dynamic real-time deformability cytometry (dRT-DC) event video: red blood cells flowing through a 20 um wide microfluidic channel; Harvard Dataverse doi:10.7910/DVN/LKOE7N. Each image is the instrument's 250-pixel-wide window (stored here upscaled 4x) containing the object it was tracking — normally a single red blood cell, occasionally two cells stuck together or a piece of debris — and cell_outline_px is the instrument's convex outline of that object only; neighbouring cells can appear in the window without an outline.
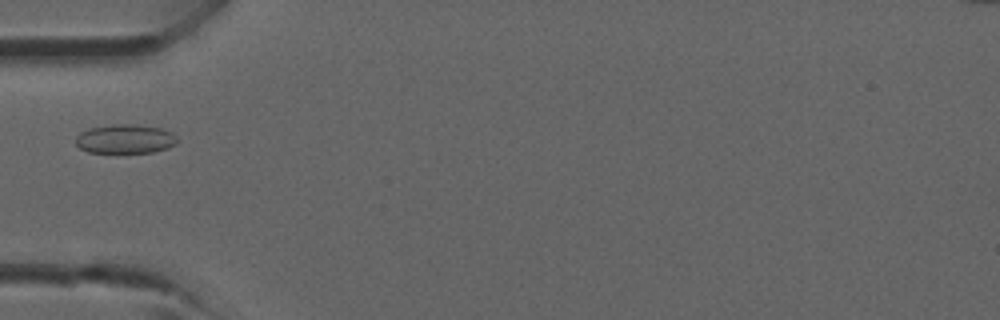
{"species": "common noctule bat (a hibernating species)", "species_latin": "Nyctalus noctula", "temperature_condition": "room temperature", "stored_images_in_passage": 2, "camera_frame_rate_fps": 3000, "um_per_image_px": 0.085, "animal": {"sex": "male", "forearm_length_mm": 52.5}, "frame": {"image": 1, "passage_image": 2, "time_ms": 1.0, "image_size_px": [1000, 320], "cell_outline_px": [[176, 144], [168, 148], [152, 152], [88, 152], [80, 148], [76, 144], [76, 136], [80, 132], [88, 128], [116, 124], [132, 124], [160, 128], [172, 132], [176, 136]], "centroid_in_image_um": [10.63, 11.8], "position_along_channel_um": 74.4, "area_um2": 17.11}}